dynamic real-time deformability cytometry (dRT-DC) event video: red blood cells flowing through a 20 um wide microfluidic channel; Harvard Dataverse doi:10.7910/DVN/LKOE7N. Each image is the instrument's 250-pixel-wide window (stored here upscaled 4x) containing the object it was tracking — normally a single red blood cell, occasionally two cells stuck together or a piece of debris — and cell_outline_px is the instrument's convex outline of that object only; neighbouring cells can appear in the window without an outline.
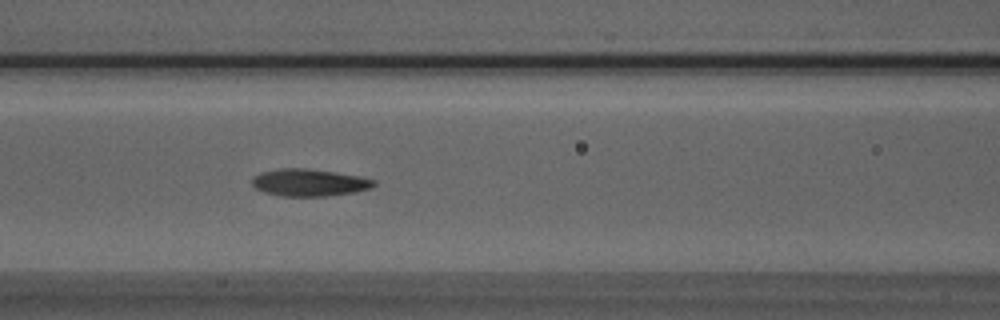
{"species": "Egyptian fruit bat (a non-hibernating species)", "species_latin": "Rousettus aegyptiacus", "temperature_condition": "room temperature", "stored_images_in_passage": 28, "camera_frame_rate_fps": 3000, "um_per_image_px": 0.085, "animal": {"sex": "male"}, "frame": {"image": 1, "passage_image": 10, "time_ms": 3.0, "image_size_px": [1000, 320], "cell_outline_px": [[376, 184], [372, 188], [352, 192], [328, 196], [284, 196], [264, 192], [256, 188], [252, 184], [252, 180], [260, 172], [284, 168], [304, 168], [360, 176], [376, 180]], "centroid_in_image_um": [26.31, 15.52], "position_along_channel_um": 140.3, "area_um2": 19.07}}
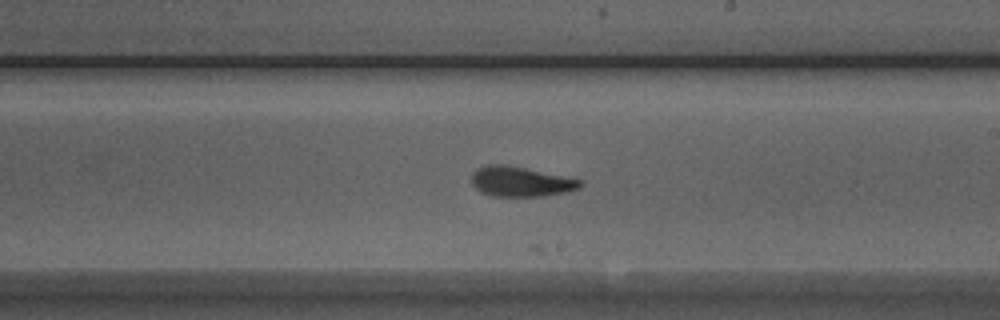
{"frame": {"image": 2, "passage_image": 18, "time_ms": 5.667, "image_size_px": [1000, 320], "cell_outline_px": [[584, 184], [580, 188], [564, 192], [544, 196], [492, 196], [480, 192], [472, 184], [472, 172], [476, 168], [488, 164], [504, 164], [524, 168], [580, 180]], "centroid_in_image_um": [44.2, 15.44], "position_along_channel_um": 244.8, "area_um2": 18.79}}
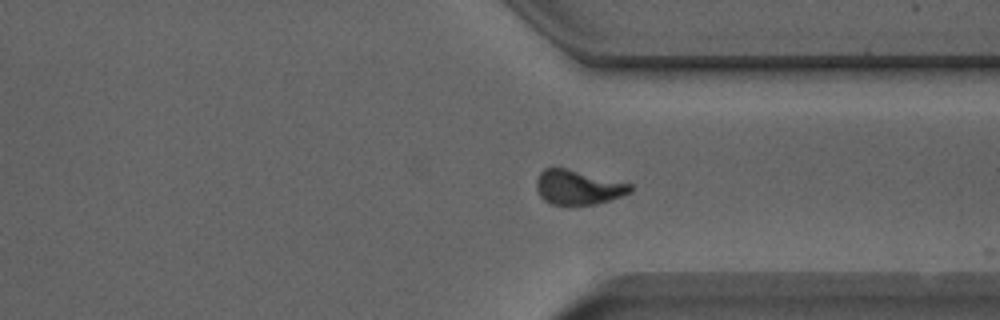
{"frame": {"image": 3, "passage_image": 27, "time_ms": 8.667, "image_size_px": [1000, 320], "cell_outline_px": [[632, 192], [596, 204], [552, 204], [544, 200], [540, 196], [536, 188], [536, 180], [540, 172], [544, 168], [568, 168], [632, 184]], "centroid_in_image_um": [49.12, 15.9], "position_along_channel_um": 362.3, "area_um2": 18.79}}